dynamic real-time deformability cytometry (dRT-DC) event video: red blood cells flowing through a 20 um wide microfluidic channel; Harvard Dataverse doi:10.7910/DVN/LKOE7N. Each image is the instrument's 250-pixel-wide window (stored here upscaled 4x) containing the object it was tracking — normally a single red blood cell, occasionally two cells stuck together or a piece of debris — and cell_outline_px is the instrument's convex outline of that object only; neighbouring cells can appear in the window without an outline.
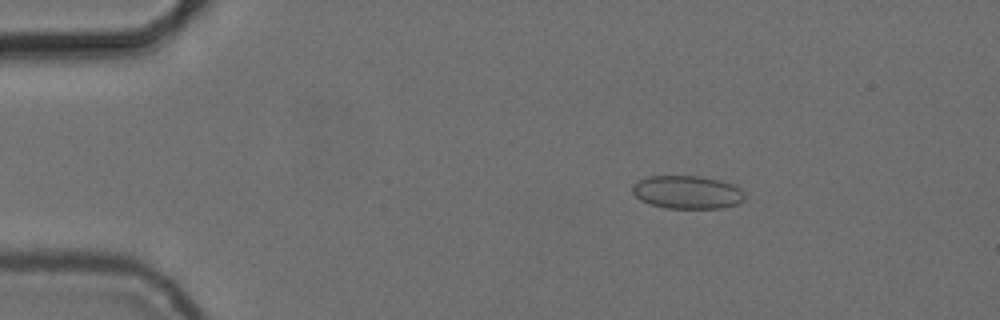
{"species": "common noctule bat (a hibernating species)", "species_latin": "Nyctalus noctula", "temperature_condition": "cold", "stored_images_in_passage": 43, "camera_frame_rate_fps": 3000, "um_per_image_px": 0.085, "animal": {"sex": "female", "body_mass_g": 24.6, "forearm_length_mm": 56.2}, "frame": {"image": 1, "passage_image": 8, "time_ms": 2.333, "image_size_px": [1000, 320], "cell_outline_px": [[744, 200], [736, 204], [720, 208], [664, 208], [640, 200], [632, 192], [632, 184], [648, 176], [700, 176], [720, 180], [732, 184], [740, 188], [744, 192]], "centroid_in_image_um": [58.41, 16.33], "position_along_channel_um": 26.6, "area_um2": 21.68}}
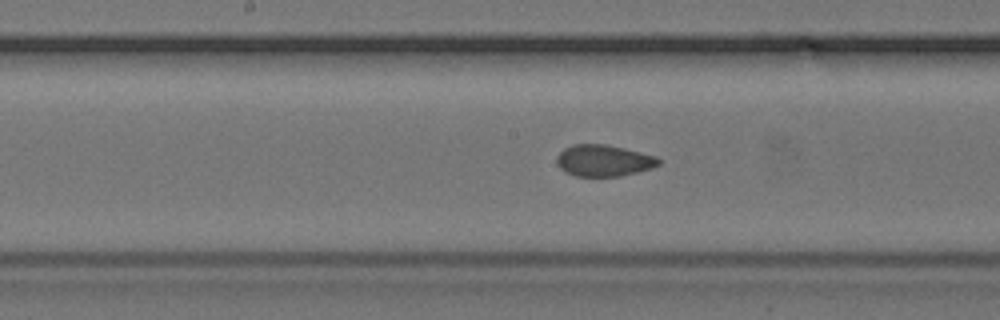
{"frame": {"image": 2, "passage_image": 27, "time_ms": 8.667, "image_size_px": [1000, 320], "cell_outline_px": [[660, 164], [652, 168], [620, 176], [576, 176], [564, 172], [556, 164], [556, 156], [564, 148], [572, 144], [604, 144], [624, 148], [656, 156], [660, 160]], "centroid_in_image_um": [51.28, 13.64], "position_along_channel_um": 196.9, "area_um2": 18.79}}
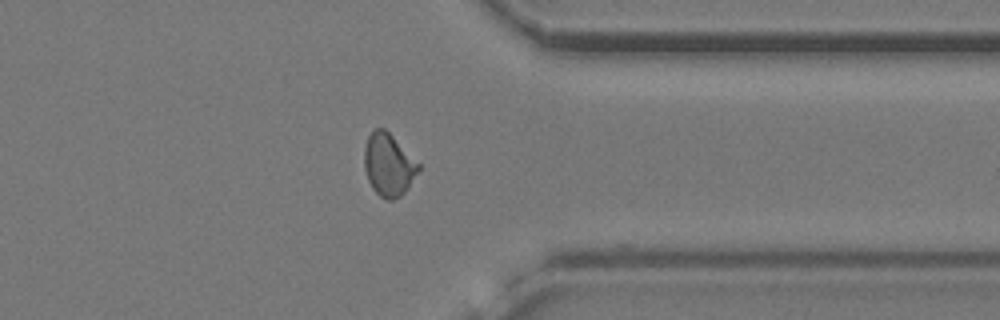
{"frame": {"image": 3, "passage_image": 42, "time_ms": 13.667, "image_size_px": [1000, 320], "cell_outline_px": [[420, 168], [404, 192], [400, 196], [392, 200], [388, 200], [380, 196], [372, 188], [368, 180], [364, 168], [364, 148], [368, 136], [376, 128], [384, 128], [420, 164]], "centroid_in_image_um": [33.0, 14.01], "position_along_channel_um": 378.4, "area_um2": 19.42}, "authors_computed_cell_mechanics": {"area_um2": 19.5364, "velocity_mm_per_s": 3.7503, "shape_relaxation_time_tau1_ms": null, "shape_relaxation_time_tau2_ms": 1.3438, "deformation_change_tau1": null, "deformation_change_tau2": 0.043}}